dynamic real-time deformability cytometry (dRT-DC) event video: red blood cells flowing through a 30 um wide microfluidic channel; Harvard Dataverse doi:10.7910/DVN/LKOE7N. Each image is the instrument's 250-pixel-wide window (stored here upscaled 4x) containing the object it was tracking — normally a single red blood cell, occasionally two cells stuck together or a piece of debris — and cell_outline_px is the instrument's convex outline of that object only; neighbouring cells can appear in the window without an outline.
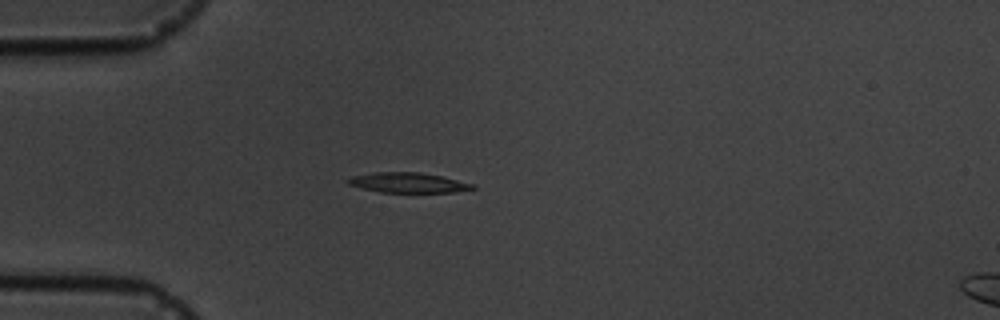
{"species": "common noctule bat (a hibernating species)", "species_latin": "Nyctalus noctula", "temperature_condition": "cold", "stored_images_in_passage": 2, "camera_frame_rate_fps": 3000, "um_per_image_px": 0.085, "animal": {"sex": "male", "body_mass_g": 19.5, "forearm_length_mm": 54.6}, "frame": {"image": 1, "passage_image": 1, "time_ms": 0.0, "image_size_px": [1000, 320], "cell_outline_px": [[476, 188], [452, 192], [380, 192], [348, 184], [344, 180], [352, 176], [372, 172], [420, 172], [440, 176], [476, 184]], "centroid_in_image_um": [34.67, 15.52], "position_along_channel_um": 50.3, "area_um2": 14.51}}